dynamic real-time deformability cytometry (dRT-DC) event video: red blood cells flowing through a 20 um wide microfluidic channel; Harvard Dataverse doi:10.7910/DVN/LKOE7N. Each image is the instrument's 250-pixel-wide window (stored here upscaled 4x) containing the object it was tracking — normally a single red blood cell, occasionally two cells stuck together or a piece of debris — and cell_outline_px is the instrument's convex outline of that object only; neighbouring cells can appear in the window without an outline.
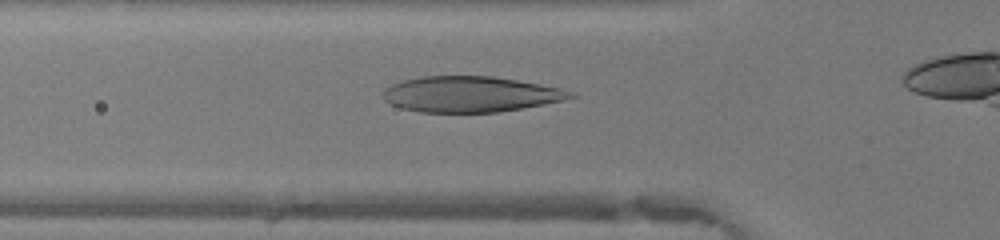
{"species": "human", "species_latin": "Homo sapiens", "temperature_condition": "warm", "stored_images_in_passage": 24, "camera_frame_rate_fps": 3000, "um_per_image_px": 0.085, "donor": {"sex": "female"}, "frame": {"image": 1, "passage_image": 2, "time_ms": 0.333, "image_size_px": [1000, 240], "cell_outline_px": [[580, 96], [520, 108], [496, 112], [420, 112], [400, 108], [384, 100], [380, 96], [392, 84], [404, 80], [420, 76], [492, 76], [540, 84], [560, 88], [572, 92]], "centroid_in_image_um": [39.94, 8.0], "position_along_channel_um": 85.9, "area_um2": 38.67}}
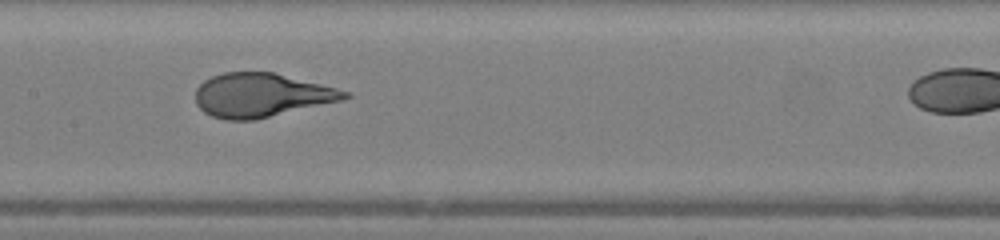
{"frame": {"image": 2, "passage_image": 9, "time_ms": 2.667, "image_size_px": [1000, 240], "cell_outline_px": [[352, 96], [340, 100], [256, 120], [224, 120], [212, 116], [204, 112], [196, 104], [196, 88], [204, 80], [212, 76], [224, 72], [272, 72], [336, 88], [348, 92]], "centroid_in_image_um": [22.16, 8.09], "position_along_channel_um": 185.2, "area_um2": 37.8}}
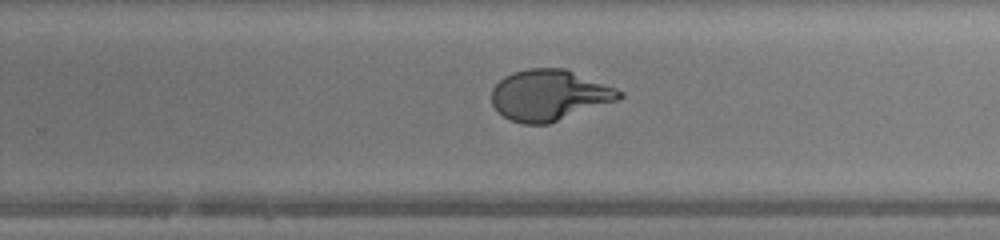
{"frame": {"image": 3, "passage_image": 16, "time_ms": 5.0, "image_size_px": [1000, 240], "cell_outline_px": [[624, 96], [616, 100], [548, 124], [524, 124], [512, 120], [504, 116], [492, 104], [492, 88], [504, 76], [512, 72], [528, 68], [564, 68], [616, 88], [624, 92]], "centroid_in_image_um": [46.67, 8.08], "position_along_channel_um": 283.1, "area_um2": 37.45}}